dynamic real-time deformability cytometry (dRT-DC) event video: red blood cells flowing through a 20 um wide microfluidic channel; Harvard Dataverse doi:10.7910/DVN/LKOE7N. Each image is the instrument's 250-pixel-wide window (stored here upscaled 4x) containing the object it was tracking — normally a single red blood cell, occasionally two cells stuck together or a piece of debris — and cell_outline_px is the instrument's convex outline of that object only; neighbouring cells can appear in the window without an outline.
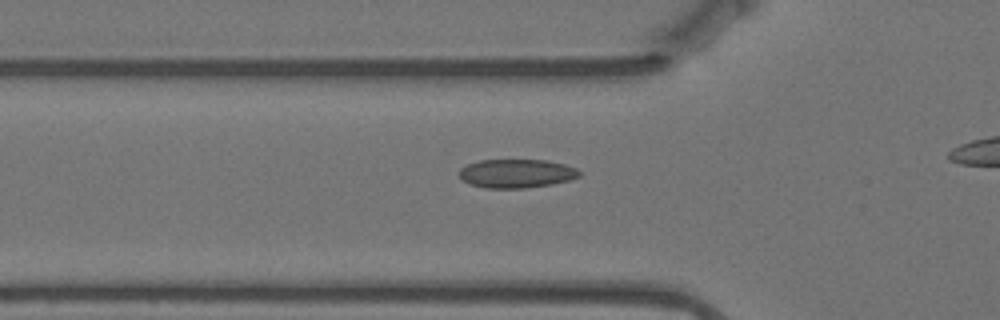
{"species": "Egyptian fruit bat (a non-hibernating species)", "species_latin": "Rousettus aegyptiacus", "temperature_condition": "warm", "stored_images_in_passage": 29, "camera_frame_rate_fps": 3000, "um_per_image_px": 0.085, "animal": {"sex": "female"}, "frame": {"image": 1, "passage_image": 2, "time_ms": 0.333, "image_size_px": [1000, 320], "cell_outline_px": [[580, 176], [568, 180], [552, 184], [524, 188], [484, 188], [468, 184], [460, 176], [460, 168], [468, 164], [480, 160], [548, 160], [564, 164], [576, 168], [580, 172]], "centroid_in_image_um": [43.9, 14.74], "position_along_channel_um": 81.9, "area_um2": 20.06}}
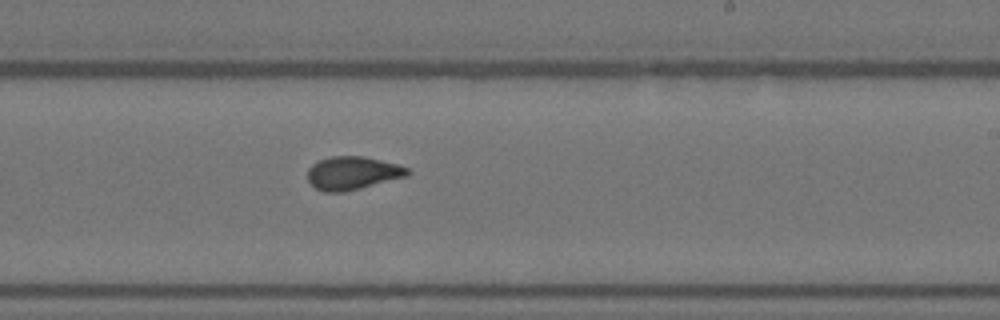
{"frame": {"image": 2, "passage_image": 17, "time_ms": 5.333, "image_size_px": [1000, 320], "cell_outline_px": [[412, 172], [408, 176], [344, 192], [324, 192], [316, 188], [308, 180], [308, 168], [312, 164], [320, 160], [332, 156], [364, 156], [396, 164], [408, 168]], "centroid_in_image_um": [29.97, 14.71], "position_along_channel_um": 259.0, "area_um2": 19.25}}
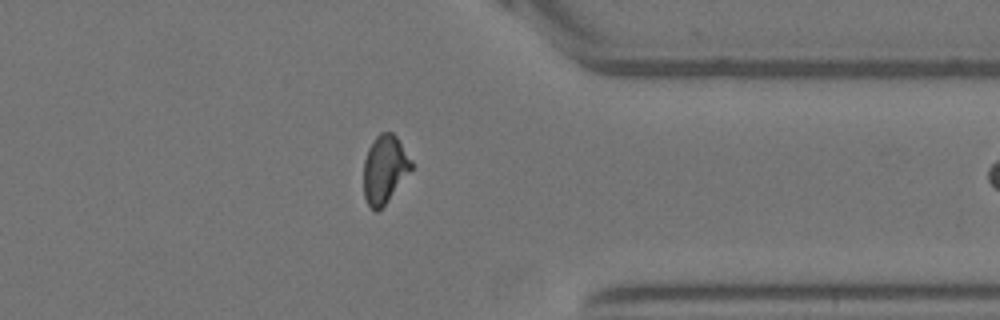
{"frame": {"image": 3, "passage_image": 28, "time_ms": 9.0, "image_size_px": [1000, 320], "cell_outline_px": [[412, 168], [388, 200], [376, 212], [368, 204], [364, 196], [364, 160], [368, 148], [376, 136], [380, 132], [392, 132], [396, 136], [412, 160]], "centroid_in_image_um": [32.68, 14.35], "position_along_channel_um": 378.7, "area_um2": 18.61}}